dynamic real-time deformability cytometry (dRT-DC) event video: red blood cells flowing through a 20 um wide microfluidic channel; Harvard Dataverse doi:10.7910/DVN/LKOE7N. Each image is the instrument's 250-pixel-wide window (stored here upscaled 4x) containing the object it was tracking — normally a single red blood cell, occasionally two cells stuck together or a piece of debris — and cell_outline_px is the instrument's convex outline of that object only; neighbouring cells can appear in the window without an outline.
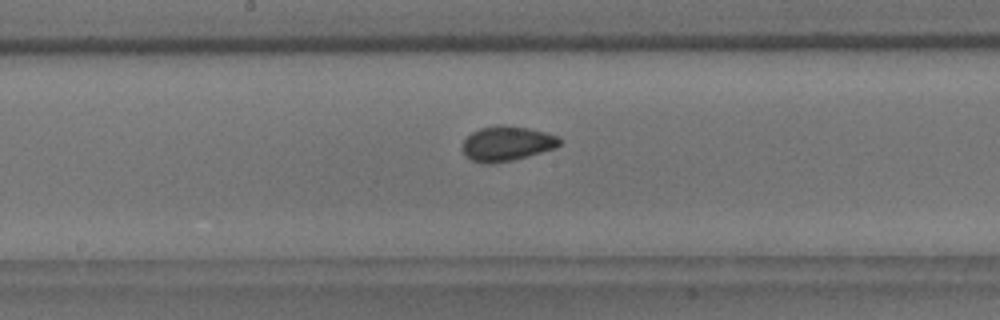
{"species": "common noctule bat (a hibernating species)", "species_latin": "Nyctalus noctula", "temperature_condition": "room temperature", "stored_images_in_passage": 37, "camera_frame_rate_fps": 3000, "um_per_image_px": 0.085, "animal": {"sex": "male", "body_mass_g": 18.8}, "frame": {"image": 1, "passage_image": 16, "time_ms": 5.0, "image_size_px": [1000, 320], "cell_outline_px": [[560, 144], [556, 148], [528, 156], [512, 160], [492, 164], [484, 164], [472, 160], [464, 156], [464, 140], [472, 132], [480, 128], [500, 124], [528, 128], [560, 136]], "centroid_in_image_um": [43.09, 12.21], "position_along_channel_um": 205.1, "area_um2": 19.71}}
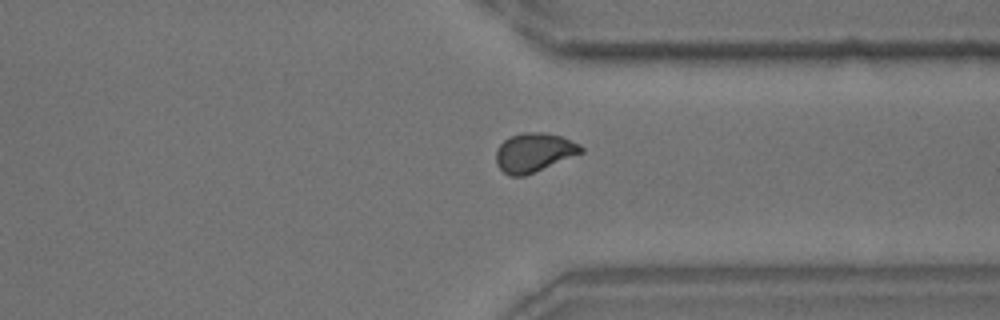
{"frame": {"image": 2, "passage_image": 29, "time_ms": 9.333, "image_size_px": [1000, 320], "cell_outline_px": [[584, 152], [524, 176], [508, 176], [496, 164], [496, 148], [508, 136], [524, 132], [544, 132], [560, 136], [580, 144], [584, 148]], "centroid_in_image_um": [45.37, 12.95], "position_along_channel_um": 366.0, "area_um2": 19.36}}
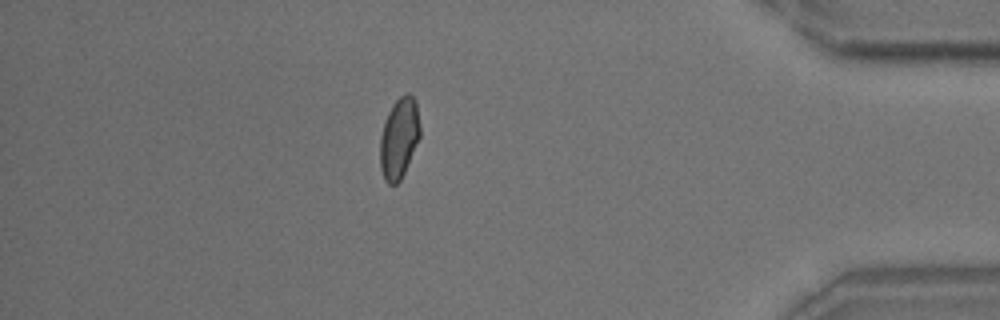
{"frame": {"image": 3, "passage_image": 35, "time_ms": 11.333, "image_size_px": [1000, 320], "cell_outline_px": [[420, 136], [404, 172], [400, 180], [396, 184], [388, 184], [384, 180], [380, 168], [380, 136], [388, 112], [392, 104], [404, 92], [408, 92], [416, 100], [420, 124]], "centroid_in_image_um": [33.92, 11.71], "position_along_channel_um": 401.3, "area_um2": 18.84}}